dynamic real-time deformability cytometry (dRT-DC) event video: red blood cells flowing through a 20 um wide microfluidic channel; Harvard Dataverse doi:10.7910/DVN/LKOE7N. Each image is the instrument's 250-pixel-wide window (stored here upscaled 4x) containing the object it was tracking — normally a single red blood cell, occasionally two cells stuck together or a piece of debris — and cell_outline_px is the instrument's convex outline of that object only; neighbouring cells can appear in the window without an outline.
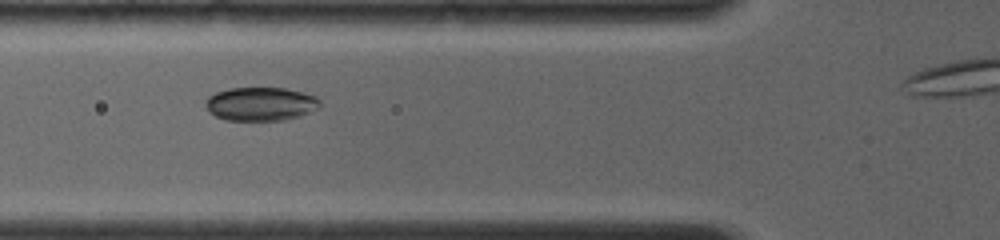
{"species": "common noctule bat (a hibernating species)", "species_latin": "Nyctalus noctula", "temperature_condition": "room temperature", "stored_images_in_passage": 31, "camera_frame_rate_fps": 4000, "um_per_image_px": 0.085, "animal": {"sex": "female", "body_mass_g": 19.0, "forearm_length_mm": 56.7}, "frame": {"image": 1, "passage_image": 15, "time_ms": 4.0, "image_size_px": [1000, 240], "cell_outline_px": [[320, 104], [316, 108], [300, 116], [284, 120], [224, 120], [208, 112], [204, 104], [208, 96], [216, 92], [228, 88], [284, 88], [316, 96], [320, 100]], "centroid_in_image_um": [22.1, 8.83], "position_along_channel_um": 103.7, "area_um2": 22.37}}
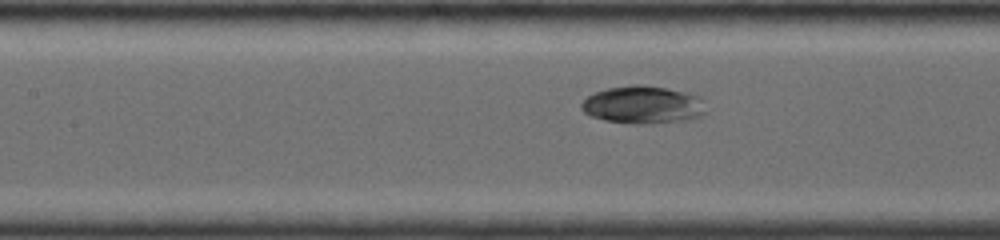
{"frame": {"image": 2, "passage_image": 19, "time_ms": 5.25, "image_size_px": [1000, 240], "cell_outline_px": [[704, 112], [700, 116], [684, 120], [644, 124], [632, 124], [604, 120], [588, 116], [580, 108], [580, 104], [588, 96], [596, 92], [608, 88], [632, 84], [640, 84], [664, 88], [684, 92], [700, 96], [704, 100]], "centroid_in_image_um": [54.61, 8.91], "position_along_channel_um": 152.8, "area_um2": 27.34}}
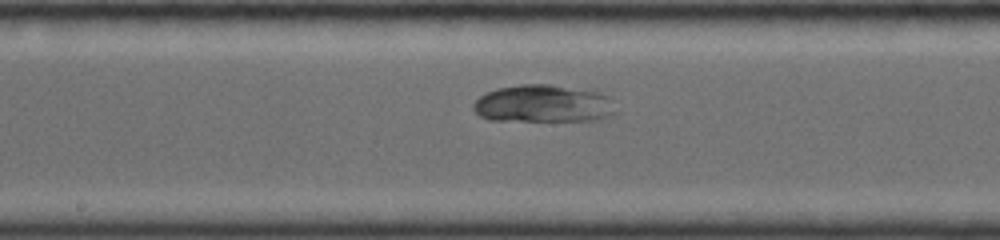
{"frame": {"image": 3, "passage_image": 24, "time_ms": 6.5, "image_size_px": [1000, 240], "cell_outline_px": [[616, 112], [600, 120], [488, 120], [480, 116], [472, 108], [472, 104], [480, 96], [496, 88], [520, 84], [548, 84], [600, 92], [608, 96]], "centroid_in_image_um": [46.15, 8.81], "position_along_channel_um": 202.1, "area_um2": 30.98}}